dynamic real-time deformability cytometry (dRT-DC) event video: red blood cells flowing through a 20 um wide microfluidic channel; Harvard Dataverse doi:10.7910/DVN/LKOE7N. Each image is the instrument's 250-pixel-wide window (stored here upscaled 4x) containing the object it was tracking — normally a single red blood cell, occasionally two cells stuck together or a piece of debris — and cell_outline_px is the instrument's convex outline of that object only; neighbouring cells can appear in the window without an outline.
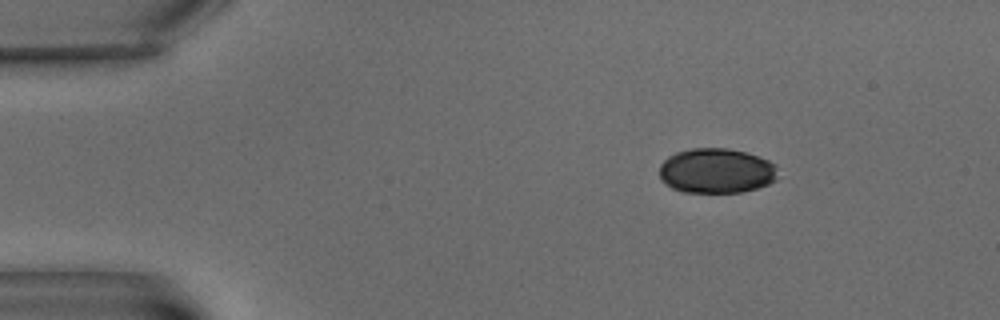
{"species": "common noctule bat (a hibernating species)", "species_latin": "Nyctalus noctula", "temperature_condition": "warm", "stored_images_in_passage": 5, "camera_frame_rate_fps": 3000, "um_per_image_px": 0.085, "animal": {"sex": "male", "body_mass_g": 15.6}, "frame": {"image": 1, "passage_image": 1, "time_ms": 0.0, "image_size_px": [1000, 320], "cell_outline_px": [[776, 180], [768, 184], [756, 188], [740, 192], [684, 192], [672, 188], [660, 180], [660, 164], [668, 156], [676, 152], [692, 148], [728, 148], [748, 152], [768, 160], [776, 164]], "centroid_in_image_um": [60.88, 14.51], "position_along_channel_um": 24.1, "area_um2": 31.15}}